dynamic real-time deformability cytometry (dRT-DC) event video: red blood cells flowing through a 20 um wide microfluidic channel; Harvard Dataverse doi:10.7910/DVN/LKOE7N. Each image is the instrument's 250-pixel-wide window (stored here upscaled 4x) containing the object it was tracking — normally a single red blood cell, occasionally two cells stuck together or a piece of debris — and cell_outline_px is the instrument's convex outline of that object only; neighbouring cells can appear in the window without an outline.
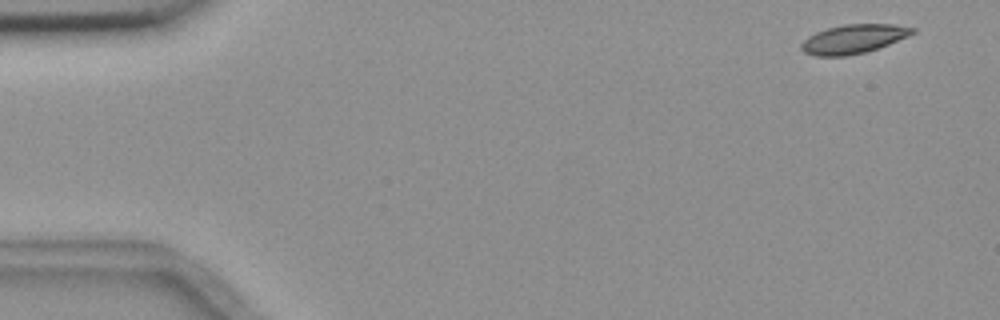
{"species": "common noctule bat (a hibernating species)", "species_latin": "Nyctalus noctula", "temperature_condition": "room temperature", "stored_images_in_passage": 5, "camera_frame_rate_fps": 3000, "um_per_image_px": 0.085, "animal": {"sex": "female", "body_mass_g": 18.4}, "frame": {"image": 1, "passage_image": 1, "time_ms": 0.0, "image_size_px": [1000, 320], "cell_outline_px": [[916, 32], [908, 36], [888, 44], [864, 52], [844, 56], [816, 56], [804, 52], [800, 48], [800, 44], [808, 36], [816, 32], [828, 28], [844, 24], [892, 24], [916, 28]], "centroid_in_image_um": [72.53, 3.3], "position_along_channel_um": 12.5, "area_um2": 18.61}}
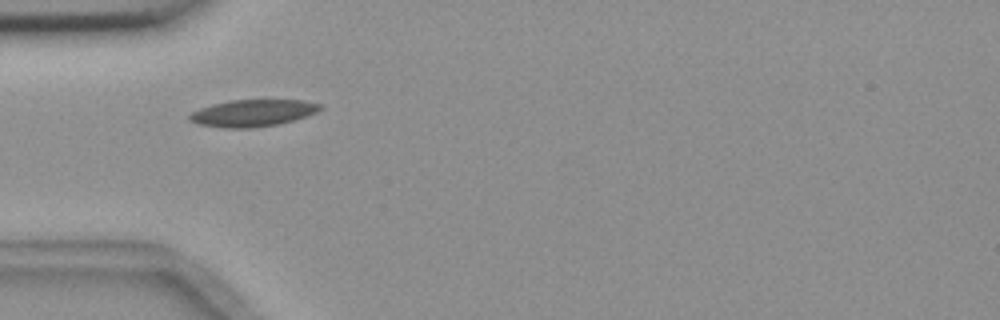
{"frame": {"image": 2, "passage_image": 5, "time_ms": 4.667, "image_size_px": [1000, 320], "cell_outline_px": [[324, 108], [316, 112], [292, 120], [276, 124], [252, 128], [228, 128], [200, 124], [188, 120], [188, 116], [192, 112], [200, 108], [212, 104], [228, 100], [300, 100], [320, 104]], "centroid_in_image_um": [21.45, 9.6], "position_along_channel_um": 63.5, "area_um2": 20.23}}